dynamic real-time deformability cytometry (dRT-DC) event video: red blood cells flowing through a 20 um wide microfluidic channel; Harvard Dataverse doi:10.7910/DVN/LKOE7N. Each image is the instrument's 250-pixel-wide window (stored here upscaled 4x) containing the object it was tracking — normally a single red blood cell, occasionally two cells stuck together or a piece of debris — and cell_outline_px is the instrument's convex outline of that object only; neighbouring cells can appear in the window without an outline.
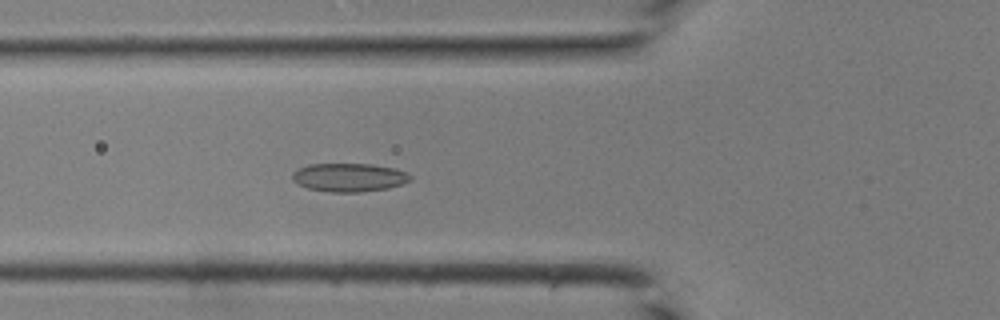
{"species": "common noctule bat (a hibernating species)", "species_latin": "Nyctalus noctula", "temperature_condition": "room temperature", "stored_images_in_passage": 29, "camera_frame_rate_fps": 3000, "um_per_image_px": 0.085, "animal": {"sex": "male", "body_mass_g": 19.0, "forearm_length_mm": 50.8}, "frame": {"image": 1, "passage_image": 3, "time_ms": 0.667, "image_size_px": [1000, 320], "cell_outline_px": [[412, 180], [388, 188], [360, 192], [332, 192], [308, 188], [292, 180], [292, 172], [308, 164], [372, 164], [396, 168], [408, 172], [412, 176]], "centroid_in_image_um": [29.71, 15.07], "position_along_channel_um": 96.1, "area_um2": 19.59}}
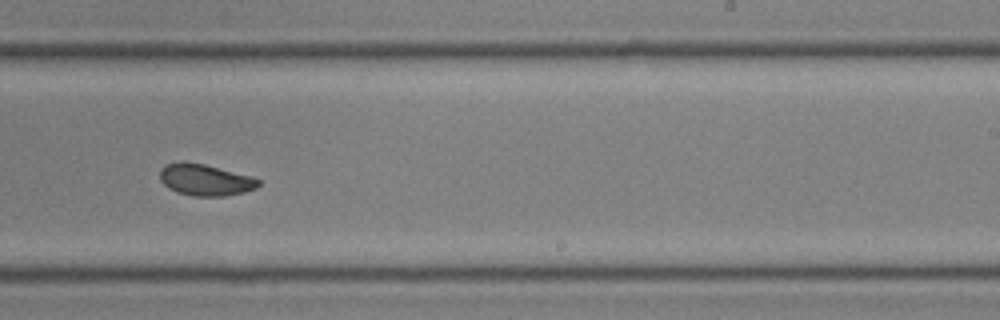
{"frame": {"image": 2, "passage_image": 14, "time_ms": 4.333, "image_size_px": [1000, 320], "cell_outline_px": [[260, 184], [256, 188], [244, 192], [224, 196], [192, 196], [176, 192], [168, 188], [160, 180], [160, 168], [164, 164], [180, 160], [184, 160], [204, 164], [252, 176], [260, 180]], "centroid_in_image_um": [17.41, 15.27], "position_along_channel_um": 271.6, "area_um2": 18.44}}
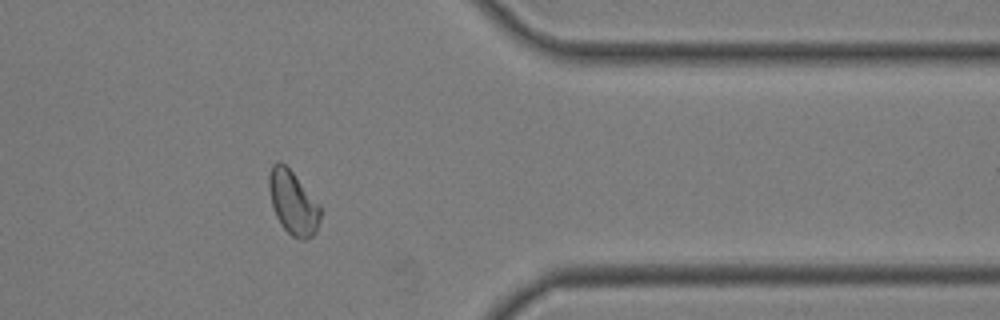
{"frame": {"image": 3, "passage_image": 22, "time_ms": 7.0, "image_size_px": [1000, 320], "cell_outline_px": [[320, 220], [316, 232], [312, 236], [304, 240], [300, 240], [292, 236], [280, 224], [272, 208], [268, 188], [268, 176], [272, 164], [276, 160], [280, 160], [292, 172], [320, 204]], "centroid_in_image_um": [24.88, 17.22], "position_along_channel_um": 386.5, "area_um2": 19.25}}